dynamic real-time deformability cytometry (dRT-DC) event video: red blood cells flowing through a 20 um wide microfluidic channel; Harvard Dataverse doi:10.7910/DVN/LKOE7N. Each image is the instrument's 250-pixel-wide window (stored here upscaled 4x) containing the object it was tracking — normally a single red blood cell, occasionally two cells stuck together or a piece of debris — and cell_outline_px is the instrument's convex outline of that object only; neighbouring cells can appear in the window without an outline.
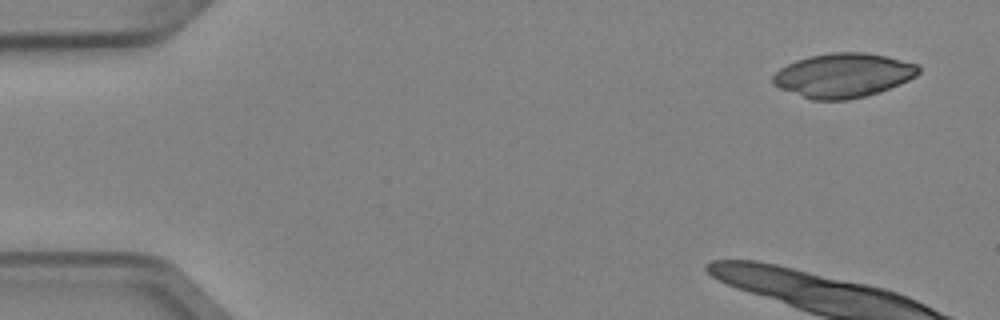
{"species": "Egyptian fruit bat (a non-hibernating species)", "species_latin": "Rousettus aegyptiacus", "temperature_condition": "cold", "stored_images_in_passage": 5, "camera_frame_rate_fps": 3000, "um_per_image_px": 0.085, "animal": {"sex": "female"}, "frame": {"image": 1, "passage_image": 1, "time_ms": 0.0, "image_size_px": [1000, 320], "cell_outline_px": [[920, 72], [916, 76], [900, 84], [880, 92], [848, 100], [812, 100], [780, 88], [772, 84], [772, 76], [780, 68], [796, 60], [808, 56], [832, 52], [864, 52], [888, 56], [920, 64]], "centroid_in_image_um": [71.7, 6.4], "position_along_channel_um": 13.3, "area_um2": 37.8}}